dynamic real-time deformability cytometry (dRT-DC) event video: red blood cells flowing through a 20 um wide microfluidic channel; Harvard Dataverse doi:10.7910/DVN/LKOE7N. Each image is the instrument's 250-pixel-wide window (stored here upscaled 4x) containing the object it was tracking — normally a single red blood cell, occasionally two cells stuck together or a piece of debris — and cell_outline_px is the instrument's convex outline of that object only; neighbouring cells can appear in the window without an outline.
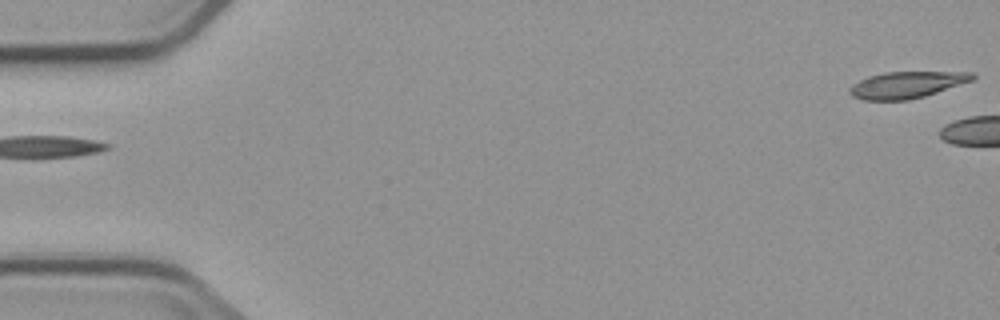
{"species": "common noctule bat (a hibernating species)", "species_latin": "Nyctalus noctula", "temperature_condition": "cold", "stored_images_in_passage": 3, "segment_of_instrument_passage": [2, 2], "camera_frame_rate_fps": 3000, "um_per_image_px": 0.085, "animal": {"sex": "male", "body_mass_g": 23.1, "forearm_length_mm": 52.7}, "frame": {"image": 1, "passage_image": 3, "time_ms": 2.0, "image_size_px": [1000, 320], "cell_outline_px": [[976, 76], [972, 80], [924, 96], [908, 100], [864, 100], [852, 96], [848, 92], [860, 80], [868, 76], [884, 72], [976, 72]], "centroid_in_image_um": [77.09, 7.2], "position_along_channel_um": 7.9, "area_um2": 18.73}}